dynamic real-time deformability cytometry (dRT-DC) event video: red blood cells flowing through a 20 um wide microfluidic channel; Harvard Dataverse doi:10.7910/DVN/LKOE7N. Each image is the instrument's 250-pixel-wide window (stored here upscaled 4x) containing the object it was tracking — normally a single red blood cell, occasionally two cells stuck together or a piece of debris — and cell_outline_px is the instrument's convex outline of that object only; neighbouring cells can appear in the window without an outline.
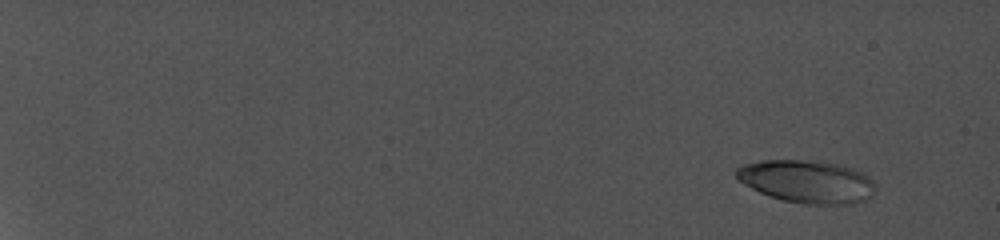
{"species": "common noctule bat (a hibernating species)", "species_latin": "Nyctalus noctula", "temperature_condition": "cold", "stored_images_in_passage": 13, "camera_frame_rate_fps": 5000, "um_per_image_px": 0.085, "animal": {"sex": "female", "body_mass_g": 19.0, "forearm_length_mm": 56.7}, "frame": {"image": 1, "passage_image": 5, "time_ms": 2.2, "image_size_px": [1000, 240], "cell_outline_px": [[876, 184], [872, 196], [868, 200], [852, 204], [804, 204], [784, 200], [768, 196], [744, 184], [736, 176], [736, 168], [744, 164], [760, 160], [804, 160], [836, 164], [860, 172], [868, 176]], "centroid_in_image_um": [68.59, 15.44], "position_along_channel_um": 16.4, "area_um2": 34.51}}